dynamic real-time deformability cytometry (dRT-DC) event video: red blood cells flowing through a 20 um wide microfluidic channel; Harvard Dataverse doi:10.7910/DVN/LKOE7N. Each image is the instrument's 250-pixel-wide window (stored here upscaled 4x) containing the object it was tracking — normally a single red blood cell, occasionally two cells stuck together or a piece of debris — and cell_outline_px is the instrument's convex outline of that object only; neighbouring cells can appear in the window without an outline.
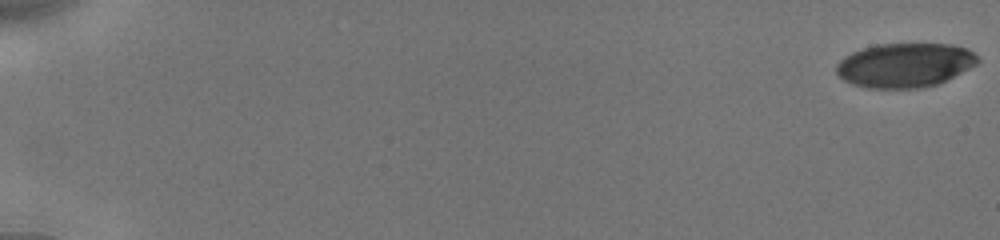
{"species": "human", "species_latin": "Homo sapiens", "temperature_condition": "cold", "stored_images_in_passage": 55, "camera_frame_rate_fps": 3000, "um_per_image_px": 0.085, "donor": {"sex": "male"}, "frame": {"image": 1, "passage_image": 1, "time_ms": 0.0, "image_size_px": [1000, 240], "cell_outline_px": [[980, 60], [976, 64], [936, 84], [920, 88], [868, 88], [852, 84], [844, 80], [836, 72], [836, 64], [844, 56], [852, 52], [876, 44], [952, 44], [968, 48]], "centroid_in_image_um": [76.87, 5.53], "position_along_channel_um": 8.1, "area_um2": 36.18}}
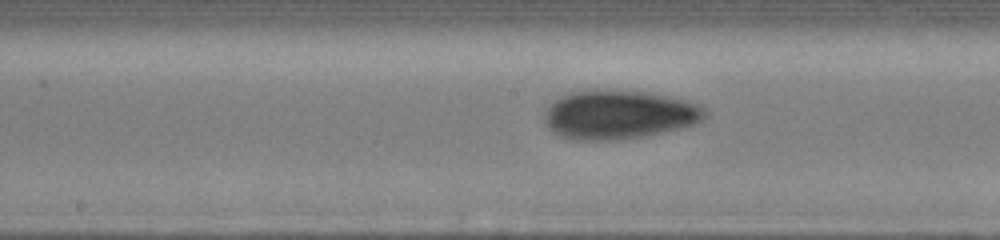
{"frame": {"image": 2, "passage_image": 31, "time_ms": 10.0, "image_size_px": [1000, 240], "cell_outline_px": [[708, 116], [700, 124], [664, 132], [644, 136], [620, 140], [572, 140], [560, 136], [548, 128], [544, 120], [544, 112], [560, 96], [568, 92], [596, 88], [648, 92], [672, 96], [688, 100], [700, 104], [708, 112]], "centroid_in_image_um": [52.67, 9.73], "position_along_channel_um": 195.5, "area_um2": 46.88}}
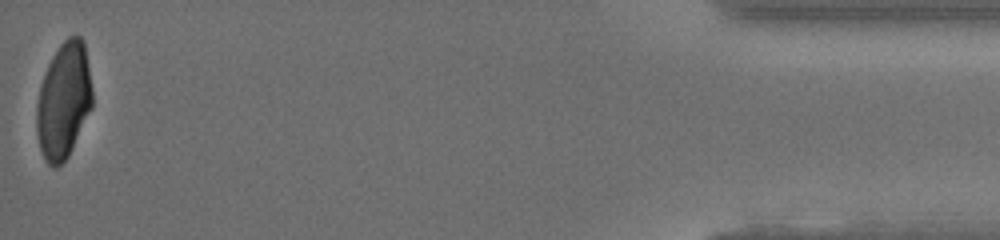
{"frame": {"image": 3, "passage_image": 55, "time_ms": 18.0, "image_size_px": [1000, 240], "cell_outline_px": [[92, 108], [68, 156], [56, 168], [52, 168], [44, 160], [40, 148], [36, 132], [36, 104], [40, 84], [48, 64], [52, 56], [60, 44], [68, 36], [80, 36], [84, 44], [92, 88]], "centroid_in_image_um": [5.39, 8.58], "position_along_channel_um": 429.8, "area_um2": 37.74}, "authors_computed_cell_mechanics": {"area_um2": 40.9802, "velocity_mm_per_s": 3.901, "shape_relaxation_time_tau1_ms": 4.1357, "shape_relaxation_time_tau2_ms": 2.028, "deformation_change_tau1": 0.1291, "deformation_change_tau2": 0.0655}}